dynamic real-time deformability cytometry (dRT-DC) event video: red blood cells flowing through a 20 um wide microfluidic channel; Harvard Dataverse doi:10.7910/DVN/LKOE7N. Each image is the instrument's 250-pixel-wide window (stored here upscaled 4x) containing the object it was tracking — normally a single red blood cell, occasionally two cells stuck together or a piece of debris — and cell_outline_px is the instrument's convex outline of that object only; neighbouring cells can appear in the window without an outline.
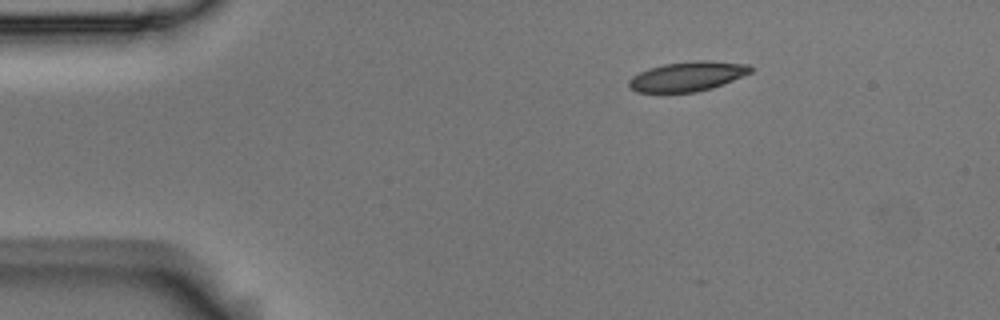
{"species": "Egyptian fruit bat (a non-hibernating species)", "species_latin": "Rousettus aegyptiacus", "temperature_condition": "room temperature", "stored_images_in_passage": 3, "camera_frame_rate_fps": 3000, "um_per_image_px": 0.085, "animal": {"sex": "male"}, "frame": {"image": 1, "passage_image": 1, "time_ms": 0.0, "image_size_px": [1000, 320], "cell_outline_px": [[756, 68], [752, 72], [724, 84], [712, 88], [696, 92], [636, 92], [628, 84], [628, 80], [632, 76], [648, 68], [664, 64], [696, 60], [708, 60], [748, 64]], "centroid_in_image_um": [58.48, 6.48], "position_along_channel_um": 26.5, "area_um2": 21.15}}